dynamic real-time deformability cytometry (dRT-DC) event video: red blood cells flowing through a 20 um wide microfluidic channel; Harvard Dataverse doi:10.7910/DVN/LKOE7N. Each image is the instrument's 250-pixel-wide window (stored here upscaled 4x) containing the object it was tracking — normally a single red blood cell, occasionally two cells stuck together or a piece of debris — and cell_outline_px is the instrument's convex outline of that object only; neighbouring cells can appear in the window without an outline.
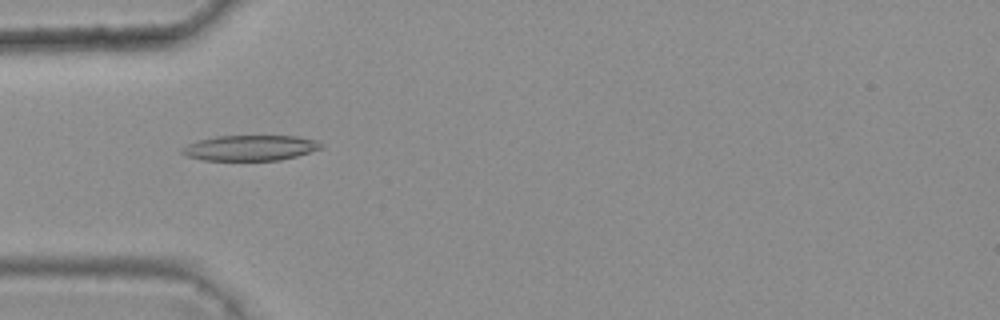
{"species": "common noctule bat (a hibernating species)", "species_latin": "Nyctalus noctula", "temperature_condition": "warm", "stored_images_in_passage": 3, "camera_frame_rate_fps": 3000, "um_per_image_px": 0.085, "animal": {"sex": "female", "body_mass_g": 25.1}, "frame": {"image": 1, "passage_image": 3, "time_ms": 0.667, "image_size_px": [1000, 320], "cell_outline_px": [[324, 144], [320, 148], [296, 156], [280, 160], [204, 160], [188, 156], [180, 152], [180, 148], [188, 144], [200, 140], [216, 136], [296, 136], [316, 140]], "centroid_in_image_um": [21.25, 12.57], "position_along_channel_um": 63.7, "area_um2": 20.4}}